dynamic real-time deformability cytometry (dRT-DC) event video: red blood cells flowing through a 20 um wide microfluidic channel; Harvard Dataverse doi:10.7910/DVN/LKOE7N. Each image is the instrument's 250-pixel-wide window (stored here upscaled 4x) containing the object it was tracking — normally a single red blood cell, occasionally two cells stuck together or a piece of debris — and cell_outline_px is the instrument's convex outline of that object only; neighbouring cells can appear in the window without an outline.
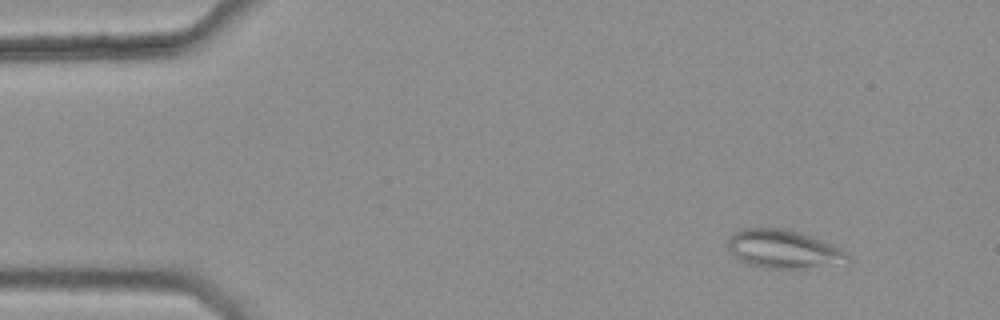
{"species": "common noctule bat (a hibernating species)", "species_latin": "Nyctalus noctula", "temperature_condition": "warm", "stored_images_in_passage": 7, "camera_frame_rate_fps": 3000, "um_per_image_px": 0.085, "animal": {"sex": "female", "body_mass_g": 25.1}, "frame": {"image": 1, "passage_image": 2, "time_ms": 0.333, "image_size_px": [1000, 320], "cell_outline_px": [[852, 260], [796, 268], [764, 268], [748, 264], [740, 260], [728, 252], [728, 236], [732, 232], [740, 228], [780, 228], [812, 236], [840, 248], [848, 252]], "centroid_in_image_um": [66.49, 21.15], "position_along_channel_um": 18.5, "area_um2": 26.47}}
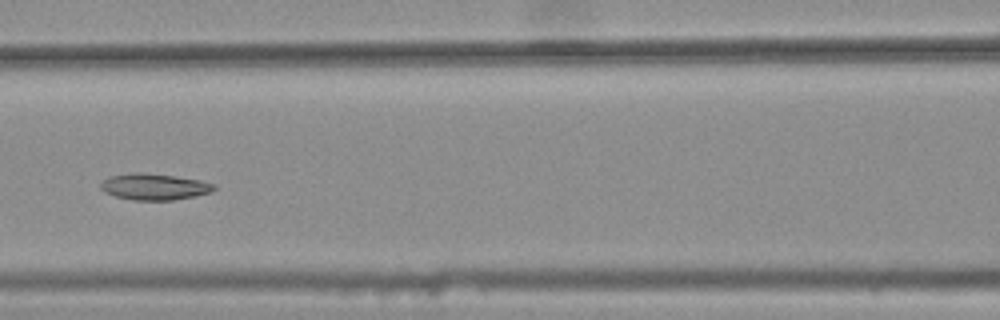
{"frame": {"image": 2, "passage_image": 7, "time_ms": 2.0, "image_size_px": [1000, 320], "cell_outline_px": [[216, 188], [212, 192], [196, 196], [172, 200], [132, 200], [116, 196], [104, 192], [100, 188], [100, 184], [108, 176], [132, 172], [140, 172], [172, 176], [200, 180], [216, 184]], "centroid_in_image_um": [13.11, 15.87], "position_along_channel_um": 153.5, "area_um2": 17.46}}